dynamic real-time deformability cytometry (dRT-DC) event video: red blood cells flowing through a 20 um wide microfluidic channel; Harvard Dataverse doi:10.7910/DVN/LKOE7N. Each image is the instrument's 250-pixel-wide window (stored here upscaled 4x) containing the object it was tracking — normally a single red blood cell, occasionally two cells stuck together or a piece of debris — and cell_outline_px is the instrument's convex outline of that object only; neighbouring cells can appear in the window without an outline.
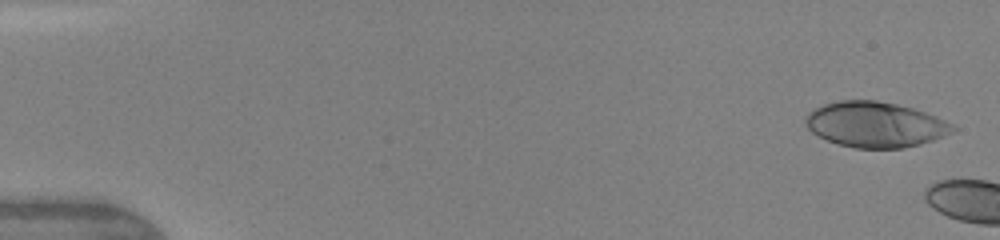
{"species": "human", "species_latin": "Homo sapiens", "temperature_condition": "warm", "stored_images_in_passage": 4, "camera_frame_rate_fps": 3000, "um_per_image_px": 0.085, "donor": {"sex": "female"}, "frame": {"image": 1, "passage_image": 1, "time_ms": 0.0, "image_size_px": [1000, 240], "cell_outline_px": [[956, 128], [952, 132], [932, 140], [920, 144], [904, 148], [856, 148], [840, 144], [828, 140], [812, 132], [808, 128], [808, 112], [824, 104], [840, 100], [876, 100], [896, 104], [912, 108], [936, 116], [956, 124]], "centroid_in_image_um": [74.45, 10.58], "position_along_channel_um": 10.6, "area_um2": 38.55}}